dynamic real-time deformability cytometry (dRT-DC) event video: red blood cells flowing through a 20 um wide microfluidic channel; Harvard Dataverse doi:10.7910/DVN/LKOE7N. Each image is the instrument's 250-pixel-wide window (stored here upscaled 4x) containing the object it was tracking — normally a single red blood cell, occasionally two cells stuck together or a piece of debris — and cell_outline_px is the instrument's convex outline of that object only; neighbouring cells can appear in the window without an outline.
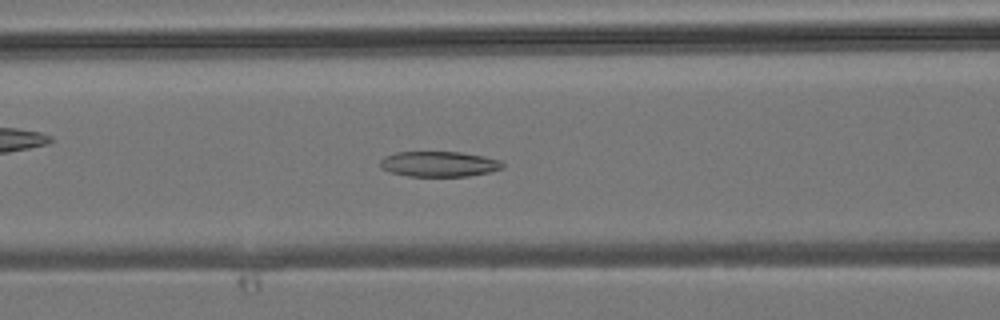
{"species": "common noctule bat (a hibernating species)", "species_latin": "Nyctalus noctula", "temperature_condition": "room temperature", "stored_images_in_passage": 41, "camera_frame_rate_fps": 3000, "um_per_image_px": 0.085, "animal": {"sex": "male", "body_mass_g": 19.2, "forearm_length_mm": 51.8}, "frame": {"image": 1, "passage_image": 16, "time_ms": 5.0, "image_size_px": [1000, 320], "cell_outline_px": [[504, 168], [492, 172], [468, 176], [408, 176], [388, 172], [380, 168], [380, 160], [384, 156], [396, 152], [460, 152], [484, 156], [500, 160], [504, 164]], "centroid_in_image_um": [37.32, 13.94], "position_along_channel_um": 129.3, "area_um2": 18.32}}
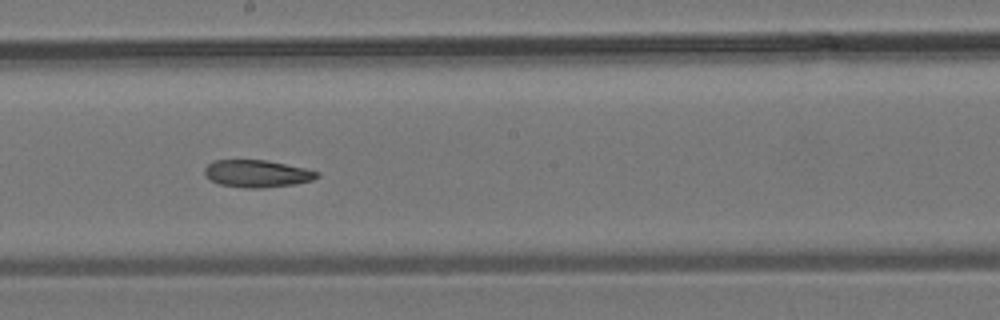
{"frame": {"image": 2, "passage_image": 22, "time_ms": 7.0, "image_size_px": [1000, 320], "cell_outline_px": [[320, 176], [312, 180], [292, 184], [264, 188], [244, 188], [220, 184], [212, 180], [204, 172], [204, 168], [212, 160], [268, 160], [304, 168], [320, 172]], "centroid_in_image_um": [21.86, 14.75], "position_along_channel_um": 226.3, "area_um2": 17.8}}
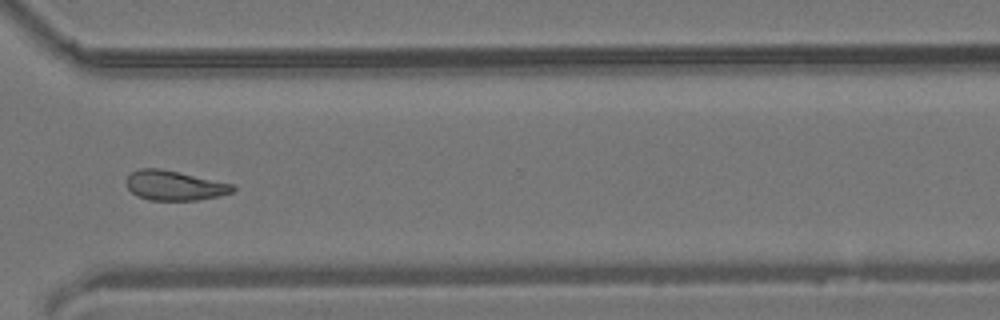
{"frame": {"image": 3, "passage_image": 30, "time_ms": 9.667, "image_size_px": [1000, 320], "cell_outline_px": [[236, 188], [232, 192], [220, 196], [200, 200], [152, 200], [136, 196], [128, 188], [124, 180], [132, 172], [140, 168], [160, 168], [232, 184]], "centroid_in_image_um": [14.8, 15.77], "position_along_channel_um": 355.8, "area_um2": 18.38}}